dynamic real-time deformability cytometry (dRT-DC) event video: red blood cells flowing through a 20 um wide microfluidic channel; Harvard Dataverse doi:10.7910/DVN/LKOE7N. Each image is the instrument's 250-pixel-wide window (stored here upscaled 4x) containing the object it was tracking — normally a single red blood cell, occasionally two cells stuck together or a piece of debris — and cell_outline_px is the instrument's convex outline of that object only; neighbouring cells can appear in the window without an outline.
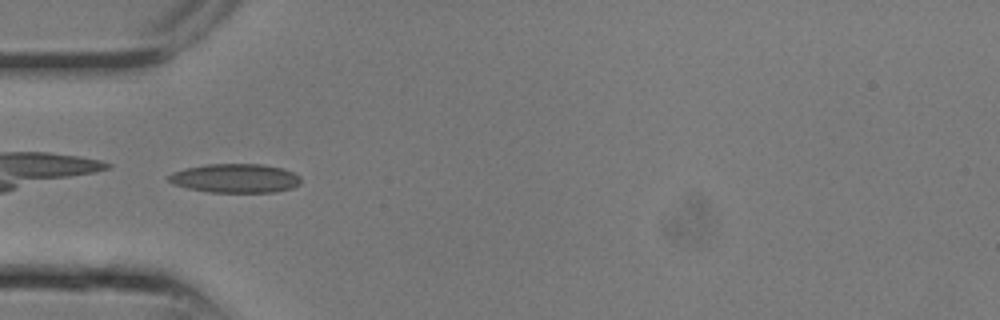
{"species": "common noctule bat (a hibernating species)", "species_latin": "Nyctalus noctula", "temperature_condition": "room temperature", "stored_images_in_passage": 2, "camera_frame_rate_fps": 3000, "um_per_image_px": 0.085, "animal": {"sex": "male", "body_mass_g": 13.3}, "frame": {"image": 1, "passage_image": 1, "time_ms": 0.0, "image_size_px": [1000, 320], "cell_outline_px": [[300, 184], [292, 188], [276, 192], [208, 192], [188, 188], [176, 184], [168, 180], [168, 176], [176, 172], [188, 168], [208, 164], [260, 164], [284, 168], [300, 176]], "centroid_in_image_um": [20.07, 15.16], "position_along_channel_um": 64.9, "area_um2": 22.08}}